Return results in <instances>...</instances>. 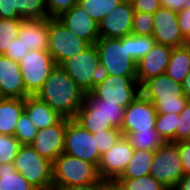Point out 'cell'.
Instances as JSON below:
<instances>
[{
  "instance_id": "obj_1",
  "label": "cell",
  "mask_w": 190,
  "mask_h": 190,
  "mask_svg": "<svg viewBox=\"0 0 190 190\" xmlns=\"http://www.w3.org/2000/svg\"><path fill=\"white\" fill-rule=\"evenodd\" d=\"M36 96L62 118L74 119L83 105L85 92L61 66L56 65Z\"/></svg>"
},
{
  "instance_id": "obj_2",
  "label": "cell",
  "mask_w": 190,
  "mask_h": 190,
  "mask_svg": "<svg viewBox=\"0 0 190 190\" xmlns=\"http://www.w3.org/2000/svg\"><path fill=\"white\" fill-rule=\"evenodd\" d=\"M141 94L151 101L157 113L179 114L190 100L184 93L182 83L166 74L146 80L140 86Z\"/></svg>"
},
{
  "instance_id": "obj_3",
  "label": "cell",
  "mask_w": 190,
  "mask_h": 190,
  "mask_svg": "<svg viewBox=\"0 0 190 190\" xmlns=\"http://www.w3.org/2000/svg\"><path fill=\"white\" fill-rule=\"evenodd\" d=\"M53 188L70 186H82L93 183H101L98 167L62 153L52 162Z\"/></svg>"
},
{
  "instance_id": "obj_4",
  "label": "cell",
  "mask_w": 190,
  "mask_h": 190,
  "mask_svg": "<svg viewBox=\"0 0 190 190\" xmlns=\"http://www.w3.org/2000/svg\"><path fill=\"white\" fill-rule=\"evenodd\" d=\"M99 54L101 74L136 76V61L126 57L125 36L121 38H99L95 43Z\"/></svg>"
},
{
  "instance_id": "obj_5",
  "label": "cell",
  "mask_w": 190,
  "mask_h": 190,
  "mask_svg": "<svg viewBox=\"0 0 190 190\" xmlns=\"http://www.w3.org/2000/svg\"><path fill=\"white\" fill-rule=\"evenodd\" d=\"M16 171L37 190H53L52 163L31 145H22L13 161Z\"/></svg>"
},
{
  "instance_id": "obj_6",
  "label": "cell",
  "mask_w": 190,
  "mask_h": 190,
  "mask_svg": "<svg viewBox=\"0 0 190 190\" xmlns=\"http://www.w3.org/2000/svg\"><path fill=\"white\" fill-rule=\"evenodd\" d=\"M60 66L85 93L94 89L101 75L99 54L95 44L66 59Z\"/></svg>"
},
{
  "instance_id": "obj_7",
  "label": "cell",
  "mask_w": 190,
  "mask_h": 190,
  "mask_svg": "<svg viewBox=\"0 0 190 190\" xmlns=\"http://www.w3.org/2000/svg\"><path fill=\"white\" fill-rule=\"evenodd\" d=\"M91 93L107 103L126 108L140 93L136 76H115L101 74Z\"/></svg>"
},
{
  "instance_id": "obj_8",
  "label": "cell",
  "mask_w": 190,
  "mask_h": 190,
  "mask_svg": "<svg viewBox=\"0 0 190 190\" xmlns=\"http://www.w3.org/2000/svg\"><path fill=\"white\" fill-rule=\"evenodd\" d=\"M90 44L76 36L58 18H48V47L56 65L81 53Z\"/></svg>"
},
{
  "instance_id": "obj_9",
  "label": "cell",
  "mask_w": 190,
  "mask_h": 190,
  "mask_svg": "<svg viewBox=\"0 0 190 190\" xmlns=\"http://www.w3.org/2000/svg\"><path fill=\"white\" fill-rule=\"evenodd\" d=\"M184 174L177 145L174 142H165L154 152L150 175L169 190H173Z\"/></svg>"
},
{
  "instance_id": "obj_10",
  "label": "cell",
  "mask_w": 190,
  "mask_h": 190,
  "mask_svg": "<svg viewBox=\"0 0 190 190\" xmlns=\"http://www.w3.org/2000/svg\"><path fill=\"white\" fill-rule=\"evenodd\" d=\"M19 66L26 91L36 95L56 63L47 50H29L19 61Z\"/></svg>"
},
{
  "instance_id": "obj_11",
  "label": "cell",
  "mask_w": 190,
  "mask_h": 190,
  "mask_svg": "<svg viewBox=\"0 0 190 190\" xmlns=\"http://www.w3.org/2000/svg\"><path fill=\"white\" fill-rule=\"evenodd\" d=\"M63 153L93 163L97 167L101 160L94 134L73 119H67Z\"/></svg>"
},
{
  "instance_id": "obj_12",
  "label": "cell",
  "mask_w": 190,
  "mask_h": 190,
  "mask_svg": "<svg viewBox=\"0 0 190 190\" xmlns=\"http://www.w3.org/2000/svg\"><path fill=\"white\" fill-rule=\"evenodd\" d=\"M157 111L151 101L141 93L125 108L121 134L155 129Z\"/></svg>"
},
{
  "instance_id": "obj_13",
  "label": "cell",
  "mask_w": 190,
  "mask_h": 190,
  "mask_svg": "<svg viewBox=\"0 0 190 190\" xmlns=\"http://www.w3.org/2000/svg\"><path fill=\"white\" fill-rule=\"evenodd\" d=\"M133 153V146L125 136H121L107 152L101 155L98 165L100 178L102 180H117L130 162Z\"/></svg>"
},
{
  "instance_id": "obj_14",
  "label": "cell",
  "mask_w": 190,
  "mask_h": 190,
  "mask_svg": "<svg viewBox=\"0 0 190 190\" xmlns=\"http://www.w3.org/2000/svg\"><path fill=\"white\" fill-rule=\"evenodd\" d=\"M152 37L158 44L170 47H182L188 40L182 35L177 22V12L160 7L154 14Z\"/></svg>"
},
{
  "instance_id": "obj_15",
  "label": "cell",
  "mask_w": 190,
  "mask_h": 190,
  "mask_svg": "<svg viewBox=\"0 0 190 190\" xmlns=\"http://www.w3.org/2000/svg\"><path fill=\"white\" fill-rule=\"evenodd\" d=\"M67 118H61L56 124L38 130L33 142V149L51 163L63 153Z\"/></svg>"
},
{
  "instance_id": "obj_16",
  "label": "cell",
  "mask_w": 190,
  "mask_h": 190,
  "mask_svg": "<svg viewBox=\"0 0 190 190\" xmlns=\"http://www.w3.org/2000/svg\"><path fill=\"white\" fill-rule=\"evenodd\" d=\"M134 9L130 0H123L98 23L101 38H121L132 34Z\"/></svg>"
},
{
  "instance_id": "obj_17",
  "label": "cell",
  "mask_w": 190,
  "mask_h": 190,
  "mask_svg": "<svg viewBox=\"0 0 190 190\" xmlns=\"http://www.w3.org/2000/svg\"><path fill=\"white\" fill-rule=\"evenodd\" d=\"M72 33L87 41L90 45L95 44L100 38L98 23L78 4L57 17Z\"/></svg>"
},
{
  "instance_id": "obj_18",
  "label": "cell",
  "mask_w": 190,
  "mask_h": 190,
  "mask_svg": "<svg viewBox=\"0 0 190 190\" xmlns=\"http://www.w3.org/2000/svg\"><path fill=\"white\" fill-rule=\"evenodd\" d=\"M172 48L155 43L153 48L136 62V79L140 86L152 77L165 74Z\"/></svg>"
},
{
  "instance_id": "obj_19",
  "label": "cell",
  "mask_w": 190,
  "mask_h": 190,
  "mask_svg": "<svg viewBox=\"0 0 190 190\" xmlns=\"http://www.w3.org/2000/svg\"><path fill=\"white\" fill-rule=\"evenodd\" d=\"M0 89L4 98L25 99L26 91L19 62L0 54Z\"/></svg>"
},
{
  "instance_id": "obj_20",
  "label": "cell",
  "mask_w": 190,
  "mask_h": 190,
  "mask_svg": "<svg viewBox=\"0 0 190 190\" xmlns=\"http://www.w3.org/2000/svg\"><path fill=\"white\" fill-rule=\"evenodd\" d=\"M18 37L31 50H47L48 47V19L23 20Z\"/></svg>"
},
{
  "instance_id": "obj_21",
  "label": "cell",
  "mask_w": 190,
  "mask_h": 190,
  "mask_svg": "<svg viewBox=\"0 0 190 190\" xmlns=\"http://www.w3.org/2000/svg\"><path fill=\"white\" fill-rule=\"evenodd\" d=\"M24 111L38 130L56 124L62 117L36 95L25 98Z\"/></svg>"
},
{
  "instance_id": "obj_22",
  "label": "cell",
  "mask_w": 190,
  "mask_h": 190,
  "mask_svg": "<svg viewBox=\"0 0 190 190\" xmlns=\"http://www.w3.org/2000/svg\"><path fill=\"white\" fill-rule=\"evenodd\" d=\"M84 101L91 107V116H101L117 129H121L125 108L96 98L91 92L85 93Z\"/></svg>"
},
{
  "instance_id": "obj_23",
  "label": "cell",
  "mask_w": 190,
  "mask_h": 190,
  "mask_svg": "<svg viewBox=\"0 0 190 190\" xmlns=\"http://www.w3.org/2000/svg\"><path fill=\"white\" fill-rule=\"evenodd\" d=\"M25 99L0 100V134L14 136L17 121L24 112Z\"/></svg>"
},
{
  "instance_id": "obj_24",
  "label": "cell",
  "mask_w": 190,
  "mask_h": 190,
  "mask_svg": "<svg viewBox=\"0 0 190 190\" xmlns=\"http://www.w3.org/2000/svg\"><path fill=\"white\" fill-rule=\"evenodd\" d=\"M190 73V45L172 48L165 74L182 83Z\"/></svg>"
},
{
  "instance_id": "obj_25",
  "label": "cell",
  "mask_w": 190,
  "mask_h": 190,
  "mask_svg": "<svg viewBox=\"0 0 190 190\" xmlns=\"http://www.w3.org/2000/svg\"><path fill=\"white\" fill-rule=\"evenodd\" d=\"M154 152L136 150L122 175L118 179H133L150 174Z\"/></svg>"
},
{
  "instance_id": "obj_26",
  "label": "cell",
  "mask_w": 190,
  "mask_h": 190,
  "mask_svg": "<svg viewBox=\"0 0 190 190\" xmlns=\"http://www.w3.org/2000/svg\"><path fill=\"white\" fill-rule=\"evenodd\" d=\"M0 190H37L21 173L13 162L0 164Z\"/></svg>"
},
{
  "instance_id": "obj_27",
  "label": "cell",
  "mask_w": 190,
  "mask_h": 190,
  "mask_svg": "<svg viewBox=\"0 0 190 190\" xmlns=\"http://www.w3.org/2000/svg\"><path fill=\"white\" fill-rule=\"evenodd\" d=\"M73 120L82 128L93 134L96 132H103V130L117 129L101 116H91V107L85 101L77 111V114Z\"/></svg>"
},
{
  "instance_id": "obj_28",
  "label": "cell",
  "mask_w": 190,
  "mask_h": 190,
  "mask_svg": "<svg viewBox=\"0 0 190 190\" xmlns=\"http://www.w3.org/2000/svg\"><path fill=\"white\" fill-rule=\"evenodd\" d=\"M126 139L136 150H147L155 152L165 142L156 132V129L150 131H137L125 135Z\"/></svg>"
},
{
  "instance_id": "obj_29",
  "label": "cell",
  "mask_w": 190,
  "mask_h": 190,
  "mask_svg": "<svg viewBox=\"0 0 190 190\" xmlns=\"http://www.w3.org/2000/svg\"><path fill=\"white\" fill-rule=\"evenodd\" d=\"M156 41L152 36H125L126 57H132L136 62L145 56L153 48Z\"/></svg>"
},
{
  "instance_id": "obj_30",
  "label": "cell",
  "mask_w": 190,
  "mask_h": 190,
  "mask_svg": "<svg viewBox=\"0 0 190 190\" xmlns=\"http://www.w3.org/2000/svg\"><path fill=\"white\" fill-rule=\"evenodd\" d=\"M122 1L123 0H78V5H80L94 21L99 23Z\"/></svg>"
},
{
  "instance_id": "obj_31",
  "label": "cell",
  "mask_w": 190,
  "mask_h": 190,
  "mask_svg": "<svg viewBox=\"0 0 190 190\" xmlns=\"http://www.w3.org/2000/svg\"><path fill=\"white\" fill-rule=\"evenodd\" d=\"M15 8L24 20L49 18L46 0H16Z\"/></svg>"
},
{
  "instance_id": "obj_32",
  "label": "cell",
  "mask_w": 190,
  "mask_h": 190,
  "mask_svg": "<svg viewBox=\"0 0 190 190\" xmlns=\"http://www.w3.org/2000/svg\"><path fill=\"white\" fill-rule=\"evenodd\" d=\"M179 114L157 113L155 129L164 142L176 143V127Z\"/></svg>"
},
{
  "instance_id": "obj_33",
  "label": "cell",
  "mask_w": 190,
  "mask_h": 190,
  "mask_svg": "<svg viewBox=\"0 0 190 190\" xmlns=\"http://www.w3.org/2000/svg\"><path fill=\"white\" fill-rule=\"evenodd\" d=\"M22 18H0V54H4L12 41L18 37Z\"/></svg>"
},
{
  "instance_id": "obj_34",
  "label": "cell",
  "mask_w": 190,
  "mask_h": 190,
  "mask_svg": "<svg viewBox=\"0 0 190 190\" xmlns=\"http://www.w3.org/2000/svg\"><path fill=\"white\" fill-rule=\"evenodd\" d=\"M125 190H169L150 174L133 179H117Z\"/></svg>"
},
{
  "instance_id": "obj_35",
  "label": "cell",
  "mask_w": 190,
  "mask_h": 190,
  "mask_svg": "<svg viewBox=\"0 0 190 190\" xmlns=\"http://www.w3.org/2000/svg\"><path fill=\"white\" fill-rule=\"evenodd\" d=\"M37 131L38 129L31 122V119L24 111L19 117V120L17 121L14 136L20 142L21 145H30L34 140Z\"/></svg>"
},
{
  "instance_id": "obj_36",
  "label": "cell",
  "mask_w": 190,
  "mask_h": 190,
  "mask_svg": "<svg viewBox=\"0 0 190 190\" xmlns=\"http://www.w3.org/2000/svg\"><path fill=\"white\" fill-rule=\"evenodd\" d=\"M21 146L15 136L0 134V164L12 163Z\"/></svg>"
},
{
  "instance_id": "obj_37",
  "label": "cell",
  "mask_w": 190,
  "mask_h": 190,
  "mask_svg": "<svg viewBox=\"0 0 190 190\" xmlns=\"http://www.w3.org/2000/svg\"><path fill=\"white\" fill-rule=\"evenodd\" d=\"M153 27V14L134 12L132 22V34L138 36H152Z\"/></svg>"
},
{
  "instance_id": "obj_38",
  "label": "cell",
  "mask_w": 190,
  "mask_h": 190,
  "mask_svg": "<svg viewBox=\"0 0 190 190\" xmlns=\"http://www.w3.org/2000/svg\"><path fill=\"white\" fill-rule=\"evenodd\" d=\"M122 136L119 129H108L103 130V132H96L94 137H96L97 148L100 155L107 152Z\"/></svg>"
},
{
  "instance_id": "obj_39",
  "label": "cell",
  "mask_w": 190,
  "mask_h": 190,
  "mask_svg": "<svg viewBox=\"0 0 190 190\" xmlns=\"http://www.w3.org/2000/svg\"><path fill=\"white\" fill-rule=\"evenodd\" d=\"M190 135V100L179 113L176 127V142L186 141Z\"/></svg>"
},
{
  "instance_id": "obj_40",
  "label": "cell",
  "mask_w": 190,
  "mask_h": 190,
  "mask_svg": "<svg viewBox=\"0 0 190 190\" xmlns=\"http://www.w3.org/2000/svg\"><path fill=\"white\" fill-rule=\"evenodd\" d=\"M78 4V0H46L49 18H57Z\"/></svg>"
},
{
  "instance_id": "obj_41",
  "label": "cell",
  "mask_w": 190,
  "mask_h": 190,
  "mask_svg": "<svg viewBox=\"0 0 190 190\" xmlns=\"http://www.w3.org/2000/svg\"><path fill=\"white\" fill-rule=\"evenodd\" d=\"M28 51L29 49L25 47V45L22 43V40L17 37L12 41V44L9 46V48H7L3 55L19 62Z\"/></svg>"
},
{
  "instance_id": "obj_42",
  "label": "cell",
  "mask_w": 190,
  "mask_h": 190,
  "mask_svg": "<svg viewBox=\"0 0 190 190\" xmlns=\"http://www.w3.org/2000/svg\"><path fill=\"white\" fill-rule=\"evenodd\" d=\"M134 12L154 14L160 7V0H130Z\"/></svg>"
},
{
  "instance_id": "obj_43",
  "label": "cell",
  "mask_w": 190,
  "mask_h": 190,
  "mask_svg": "<svg viewBox=\"0 0 190 190\" xmlns=\"http://www.w3.org/2000/svg\"><path fill=\"white\" fill-rule=\"evenodd\" d=\"M177 22L182 35L190 41V5L177 12Z\"/></svg>"
},
{
  "instance_id": "obj_44",
  "label": "cell",
  "mask_w": 190,
  "mask_h": 190,
  "mask_svg": "<svg viewBox=\"0 0 190 190\" xmlns=\"http://www.w3.org/2000/svg\"><path fill=\"white\" fill-rule=\"evenodd\" d=\"M180 153L181 161L183 164V170L185 174H190V143L186 141H180L175 143Z\"/></svg>"
},
{
  "instance_id": "obj_45",
  "label": "cell",
  "mask_w": 190,
  "mask_h": 190,
  "mask_svg": "<svg viewBox=\"0 0 190 190\" xmlns=\"http://www.w3.org/2000/svg\"><path fill=\"white\" fill-rule=\"evenodd\" d=\"M16 0H0V18H20L16 12Z\"/></svg>"
},
{
  "instance_id": "obj_46",
  "label": "cell",
  "mask_w": 190,
  "mask_h": 190,
  "mask_svg": "<svg viewBox=\"0 0 190 190\" xmlns=\"http://www.w3.org/2000/svg\"><path fill=\"white\" fill-rule=\"evenodd\" d=\"M161 7L179 12L190 5V0H160Z\"/></svg>"
},
{
  "instance_id": "obj_47",
  "label": "cell",
  "mask_w": 190,
  "mask_h": 190,
  "mask_svg": "<svg viewBox=\"0 0 190 190\" xmlns=\"http://www.w3.org/2000/svg\"><path fill=\"white\" fill-rule=\"evenodd\" d=\"M100 190H125L117 180H101Z\"/></svg>"
},
{
  "instance_id": "obj_48",
  "label": "cell",
  "mask_w": 190,
  "mask_h": 190,
  "mask_svg": "<svg viewBox=\"0 0 190 190\" xmlns=\"http://www.w3.org/2000/svg\"><path fill=\"white\" fill-rule=\"evenodd\" d=\"M53 190H100V183H93L82 186H70L64 188H53Z\"/></svg>"
},
{
  "instance_id": "obj_49",
  "label": "cell",
  "mask_w": 190,
  "mask_h": 190,
  "mask_svg": "<svg viewBox=\"0 0 190 190\" xmlns=\"http://www.w3.org/2000/svg\"><path fill=\"white\" fill-rule=\"evenodd\" d=\"M173 190H190V174H184Z\"/></svg>"
},
{
  "instance_id": "obj_50",
  "label": "cell",
  "mask_w": 190,
  "mask_h": 190,
  "mask_svg": "<svg viewBox=\"0 0 190 190\" xmlns=\"http://www.w3.org/2000/svg\"><path fill=\"white\" fill-rule=\"evenodd\" d=\"M183 93L190 99V73L185 77L182 82Z\"/></svg>"
},
{
  "instance_id": "obj_51",
  "label": "cell",
  "mask_w": 190,
  "mask_h": 190,
  "mask_svg": "<svg viewBox=\"0 0 190 190\" xmlns=\"http://www.w3.org/2000/svg\"><path fill=\"white\" fill-rule=\"evenodd\" d=\"M2 99H4V96H3L1 89H0V100H2Z\"/></svg>"
},
{
  "instance_id": "obj_52",
  "label": "cell",
  "mask_w": 190,
  "mask_h": 190,
  "mask_svg": "<svg viewBox=\"0 0 190 190\" xmlns=\"http://www.w3.org/2000/svg\"><path fill=\"white\" fill-rule=\"evenodd\" d=\"M186 142H189V143H190V135H189L188 139L186 140Z\"/></svg>"
}]
</instances>
